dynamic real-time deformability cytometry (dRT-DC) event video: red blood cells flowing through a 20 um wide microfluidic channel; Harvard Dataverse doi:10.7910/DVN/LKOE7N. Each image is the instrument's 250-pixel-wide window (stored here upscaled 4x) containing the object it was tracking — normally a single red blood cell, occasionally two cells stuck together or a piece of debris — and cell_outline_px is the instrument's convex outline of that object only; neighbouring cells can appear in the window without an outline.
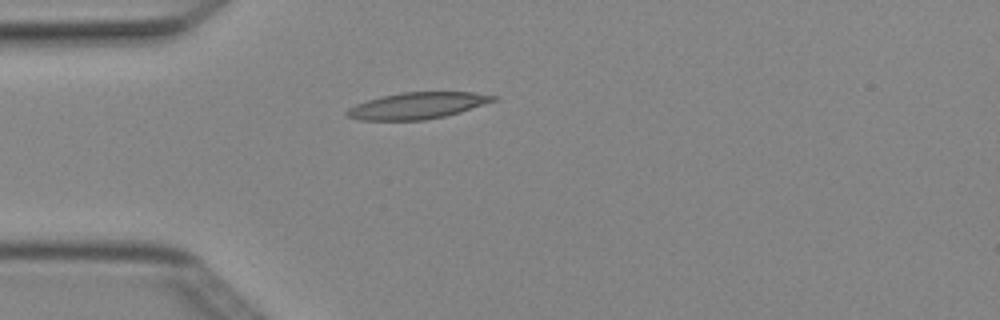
{"species": "Egyptian fruit bat (a non-hibernating species)", "species_latin": "Rousettus aegyptiacus", "temperature_condition": "cold", "stored_images_in_passage": 4, "camera_frame_rate_fps": 3000, "um_per_image_px": 0.085, "animal": {"sex": "female"}, "frame": {"image": 1, "passage_image": 4, "time_ms": 1.0, "image_size_px": [1000, 320], "cell_outline_px": [[500, 96], [496, 100], [460, 112], [444, 116], [424, 120], [360, 120], [348, 116], [344, 112], [348, 108], [356, 104], [380, 96], [404, 92], [472, 92]], "centroid_in_image_um": [35.48, 8.97], "position_along_channel_um": 49.5, "area_um2": 22.48}}